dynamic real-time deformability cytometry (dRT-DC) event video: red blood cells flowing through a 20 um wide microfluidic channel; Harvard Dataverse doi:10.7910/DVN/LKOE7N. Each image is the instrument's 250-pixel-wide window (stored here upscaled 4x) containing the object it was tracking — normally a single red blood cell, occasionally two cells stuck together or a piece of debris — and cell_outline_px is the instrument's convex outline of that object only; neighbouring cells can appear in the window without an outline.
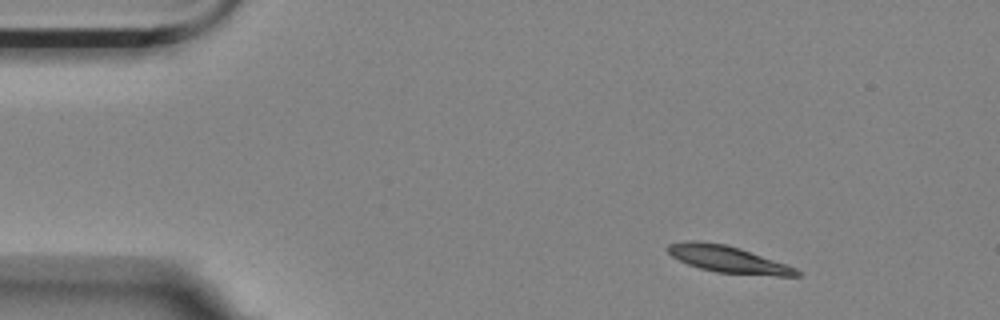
{"species": "Egyptian fruit bat (a non-hibernating species)", "species_latin": "Rousettus aegyptiacus", "temperature_condition": "room temperature", "stored_images_in_passage": 41, "camera_frame_rate_fps": 3000, "um_per_image_px": 0.085, "animal": {"sex": "female"}, "frame": {"image": 1, "passage_image": 1, "time_ms": 0.0, "image_size_px": [1000, 320], "cell_outline_px": [[800, 276], [776, 276], [716, 272], [700, 268], [688, 264], [672, 256], [664, 248], [668, 244], [684, 240], [696, 240], [724, 244], [740, 248], [788, 264], [796, 268], [800, 272]], "centroid_in_image_um": [61.88, 22.03], "position_along_channel_um": 23.1, "area_um2": 20.29}}
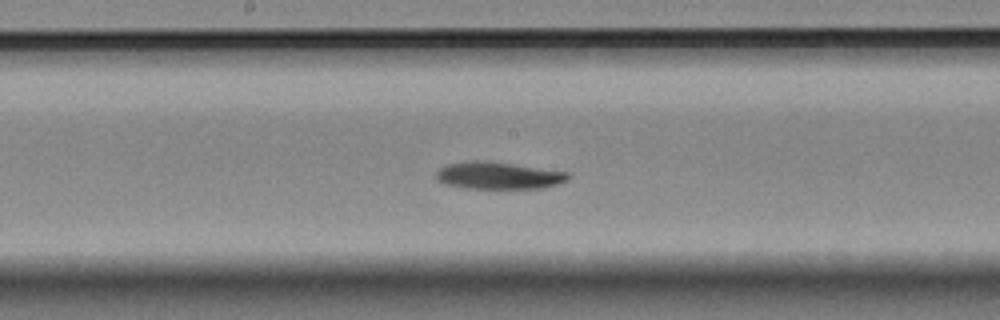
{"frame": {"image": 2, "passage_image": 23, "time_ms": 7.333, "image_size_px": [1000, 320], "cell_outline_px": [[568, 180], [544, 188], [464, 188], [444, 184], [436, 180], [436, 172], [440, 168], [448, 164], [472, 160], [488, 160], [568, 172]], "centroid_in_image_um": [42.32, 14.91], "position_along_channel_um": 205.9, "area_um2": 20.92}}
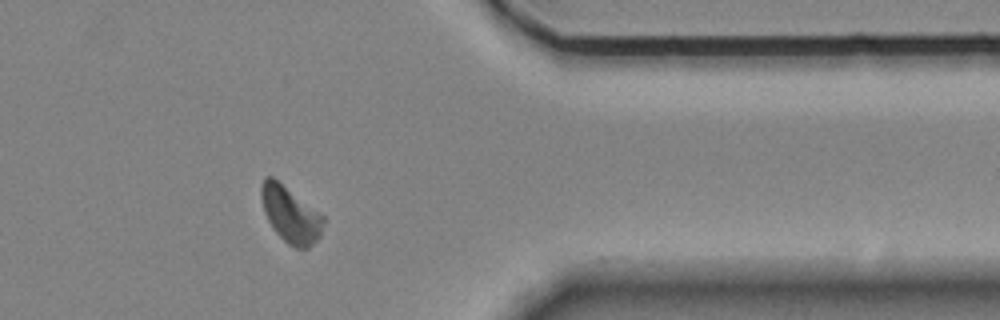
{"frame": {"image": 3, "passage_image": 40, "time_ms": 13.0, "image_size_px": [1000, 320], "cell_outline_px": [[324, 224], [320, 236], [308, 248], [296, 248], [288, 244], [276, 232], [268, 220], [264, 212], [260, 196], [260, 184], [264, 176], [272, 176], [324, 216]], "centroid_in_image_um": [24.67, 18.21], "position_along_channel_um": 386.7, "area_um2": 20.17}, "authors_computed_cell_mechanics": {"area_um2": 21.0392, "velocity_mm_per_s": 3.475, "shape_relaxation_time_tau1_ms": 3.4386, "shape_relaxation_time_tau2_ms": null, "deformation_change_tau1": 0.1073, "deformation_change_tau2": null}}